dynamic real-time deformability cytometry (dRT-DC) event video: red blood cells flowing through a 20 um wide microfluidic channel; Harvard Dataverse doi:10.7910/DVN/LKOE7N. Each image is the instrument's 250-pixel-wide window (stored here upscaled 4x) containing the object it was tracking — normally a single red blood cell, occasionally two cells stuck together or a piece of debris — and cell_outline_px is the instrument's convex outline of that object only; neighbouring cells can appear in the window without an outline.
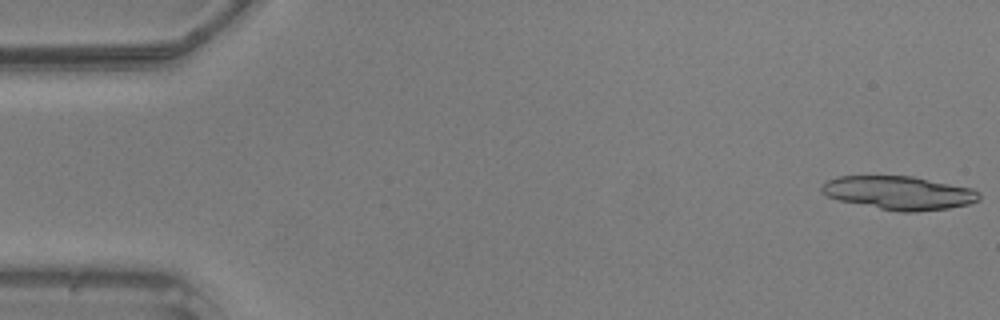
{"species": "common noctule bat (a hibernating species)", "species_latin": "Nyctalus noctula", "temperature_condition": "warm", "stored_images_in_passage": 11, "camera_frame_rate_fps": 3000, "um_per_image_px": 0.085, "animal": {"sex": "male", "body_mass_g": 20.5, "forearm_length_mm": 52.5}, "frame": {"image": 1, "passage_image": 1, "time_ms": 0.0, "image_size_px": [1000, 320], "cell_outline_px": [[980, 200], [968, 204], [948, 208], [916, 212], [900, 212], [840, 200], [828, 196], [820, 192], [820, 188], [824, 180], [836, 176], [912, 176], [972, 188], [980, 192]], "centroid_in_image_um": [76.4, 16.38], "position_along_channel_um": 8.6, "area_um2": 30.75}}